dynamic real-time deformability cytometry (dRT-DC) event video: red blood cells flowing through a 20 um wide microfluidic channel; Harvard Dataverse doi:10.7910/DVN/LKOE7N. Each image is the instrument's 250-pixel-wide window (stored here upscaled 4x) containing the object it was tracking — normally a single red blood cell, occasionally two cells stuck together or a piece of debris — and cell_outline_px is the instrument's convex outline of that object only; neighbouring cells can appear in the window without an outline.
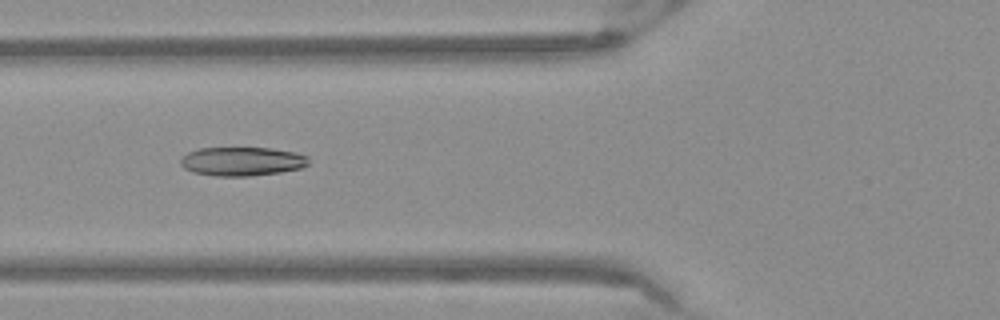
{"species": "Egyptian fruit bat (a non-hibernating species)", "species_latin": "Rousettus aegyptiacus", "temperature_condition": "warm", "stored_images_in_passage": 42, "camera_frame_rate_fps": 3000, "um_per_image_px": 0.085, "frame": {"image": 1, "passage_image": 10, "time_ms": 3.0, "image_size_px": [1000, 320], "cell_outline_px": [[304, 164], [296, 168], [272, 172], [200, 172], [188, 168], [196, 152], [208, 148], [264, 148], [288, 152], [304, 156]], "centroid_in_image_um": [20.79, 13.63], "position_along_channel_um": 105.0, "area_um2": 17.34}}
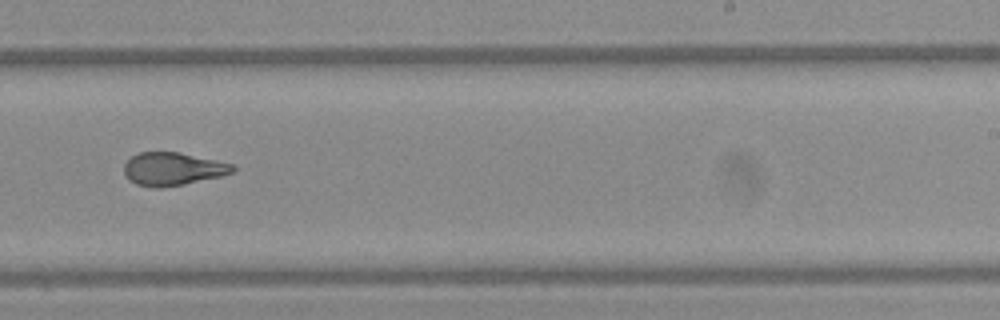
{"frame": {"image": 2, "passage_image": 23, "time_ms": 7.333, "image_size_px": [1000, 320], "cell_outline_px": [[232, 168], [228, 172], [180, 184], [140, 184], [132, 180], [128, 176], [128, 164], [136, 156], [144, 152], [172, 152], [224, 164]], "centroid_in_image_um": [14.6, 14.32], "position_along_channel_um": 274.4, "area_um2": 17.63}}
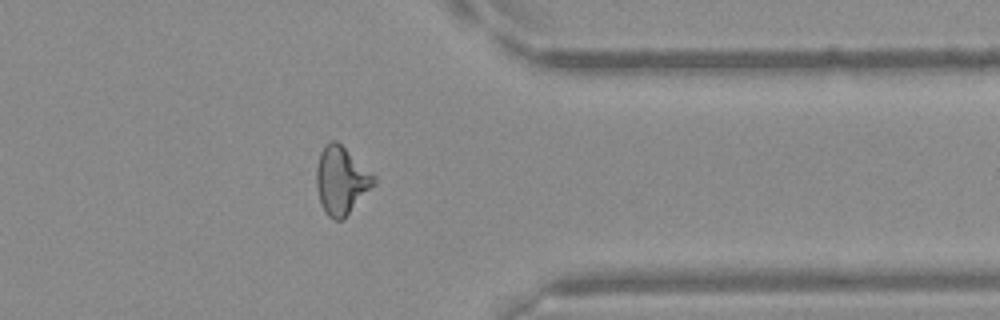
{"frame": {"image": 3, "passage_image": 32, "time_ms": 10.333, "image_size_px": [1000, 320], "cell_outline_px": [[372, 184], [348, 212], [344, 216], [332, 216], [324, 208], [320, 196], [320, 156], [324, 148], [328, 144], [340, 144], [372, 176]], "centroid_in_image_um": [29.02, 15.31], "position_along_channel_um": 382.4, "area_um2": 19.25}}